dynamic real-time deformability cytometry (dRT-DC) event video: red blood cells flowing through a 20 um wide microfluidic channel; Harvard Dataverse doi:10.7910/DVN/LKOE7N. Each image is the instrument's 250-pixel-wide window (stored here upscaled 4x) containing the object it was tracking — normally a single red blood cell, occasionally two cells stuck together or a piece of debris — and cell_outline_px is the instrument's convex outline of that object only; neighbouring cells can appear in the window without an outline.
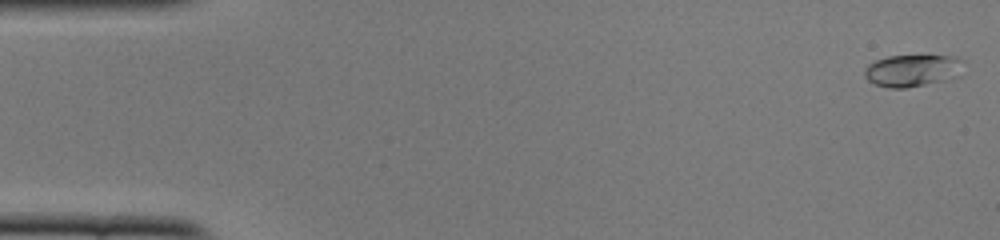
{"species": "common noctule bat (a hibernating species)", "species_latin": "Nyctalus noctula", "temperature_condition": "cold", "stored_images_in_passage": 51, "camera_frame_rate_fps": 3000, "um_per_image_px": 0.085, "animal": {"sex": "female", "body_mass_g": 22.0, "forearm_length_mm": 56.7}, "frame": {"image": 1, "passage_image": 1, "time_ms": 0.0, "image_size_px": [1000, 240], "cell_outline_px": [[964, 60], [960, 76], [944, 80], [904, 88], [888, 88], [876, 84], [868, 80], [864, 76], [864, 68], [868, 64], [876, 60], [888, 56], [956, 56]], "centroid_in_image_um": [77.56, 5.98], "position_along_channel_um": 7.4, "area_um2": 18.5}}
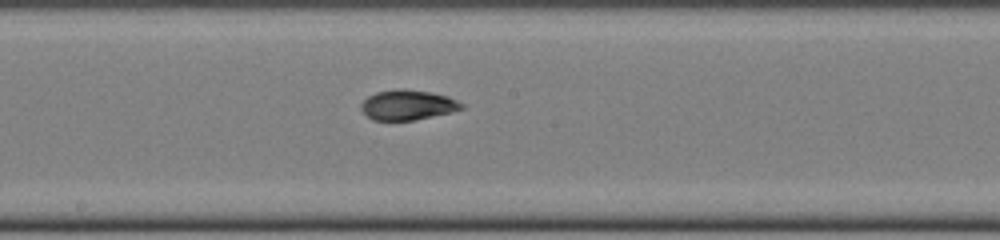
{"frame": {"image": 2, "passage_image": 27, "time_ms": 8.667, "image_size_px": [1000, 240], "cell_outline_px": [[464, 108], [452, 112], [412, 120], [372, 120], [360, 108], [360, 104], [368, 96], [376, 92], [396, 88], [404, 88], [432, 92], [448, 96], [464, 104]], "centroid_in_image_um": [34.65, 8.9], "position_along_channel_um": 213.5, "area_um2": 17.69}}
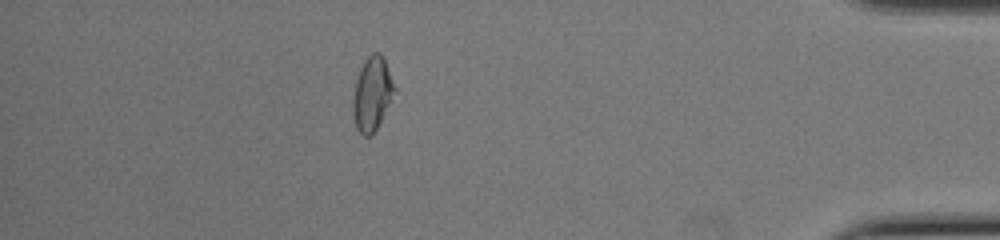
{"frame": {"image": 3, "passage_image": 45, "time_ms": 14.667, "image_size_px": [1000, 240], "cell_outline_px": [[396, 88], [376, 128], [368, 136], [364, 136], [356, 128], [352, 112], [352, 100], [356, 80], [360, 68], [364, 60], [372, 52], [380, 52], [384, 60]], "centroid_in_image_um": [31.59, 7.94], "position_along_channel_um": 403.6, "area_um2": 17.4}, "authors_computed_cell_mechanics": {"area_um2": 17.629, "velocity_mm_per_s": 3.9131, "shape_relaxation_time_tau1_ms": null, "shape_relaxation_time_tau2_ms": 2.7961, "deformation_change_tau1": null, "deformation_change_tau2": 0.077}}